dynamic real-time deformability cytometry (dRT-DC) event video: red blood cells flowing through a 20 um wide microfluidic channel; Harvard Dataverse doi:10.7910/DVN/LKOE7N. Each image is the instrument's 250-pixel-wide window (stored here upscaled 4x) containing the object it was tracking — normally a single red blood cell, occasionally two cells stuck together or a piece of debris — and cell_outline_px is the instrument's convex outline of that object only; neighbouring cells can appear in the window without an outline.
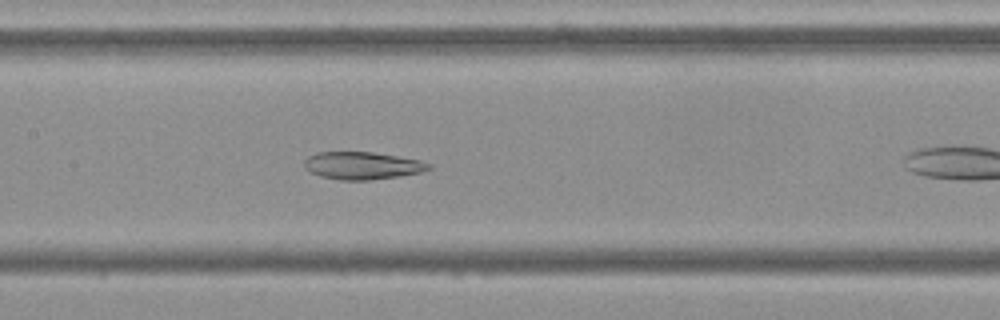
{"species": "Egyptian fruit bat (a non-hibernating species)", "species_latin": "Rousettus aegyptiacus", "temperature_condition": "cold", "stored_images_in_passage": 43, "camera_frame_rate_fps": 3000, "um_per_image_px": 0.085, "frame": {"image": 1, "passage_image": 14, "time_ms": 4.333, "image_size_px": [1000, 320], "cell_outline_px": [[432, 168], [420, 172], [400, 176], [368, 180], [340, 180], [320, 176], [304, 168], [304, 160], [308, 156], [316, 152], [372, 152], [420, 160], [432, 164]], "centroid_in_image_um": [30.79, 14.07], "position_along_channel_um": 176.6, "area_um2": 19.94}}
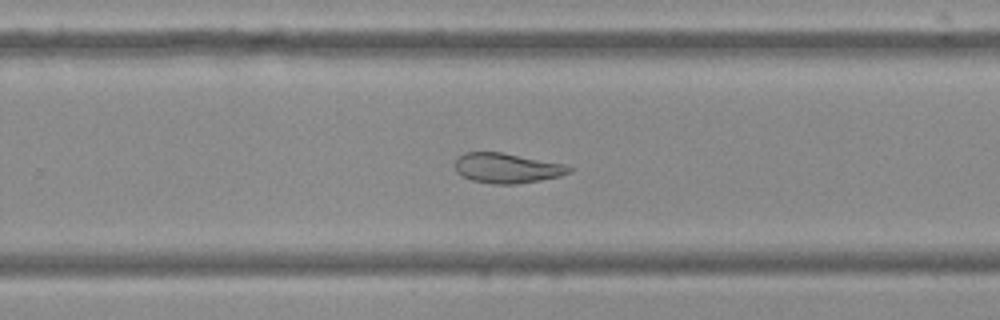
{"frame": {"image": 2, "passage_image": 23, "time_ms": 7.333, "image_size_px": [1000, 320], "cell_outline_px": [[572, 172], [560, 176], [540, 180], [516, 184], [492, 184], [472, 180], [456, 172], [456, 160], [464, 152], [504, 152], [564, 164], [572, 168]], "centroid_in_image_um": [43.11, 14.28], "position_along_channel_um": 286.7, "area_um2": 19.88}}
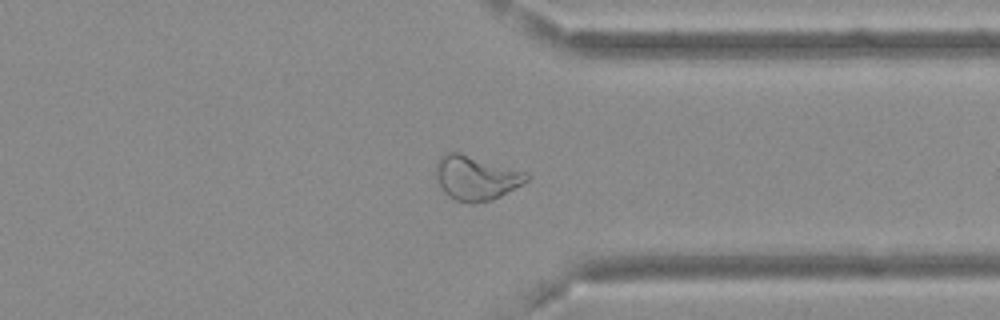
{"frame": {"image": 3, "passage_image": 30, "time_ms": 9.667, "image_size_px": [1000, 320], "cell_outline_px": [[532, 176], [528, 180], [500, 196], [492, 200], [476, 204], [472, 204], [456, 200], [448, 196], [444, 192], [436, 176], [436, 164], [440, 156], [448, 152], [456, 152], [528, 172]], "centroid_in_image_um": [40.47, 15.13], "position_along_channel_um": 370.9, "area_um2": 23.29}, "authors_computed_cell_mechanics": {"area_um2": 22.831, "velocity_mm_per_s": 3.6772, "shape_relaxation_time_tau1_ms": null, "shape_relaxation_time_tau2_ms": 5.2186, "deformation_change_tau1": null, "deformation_change_tau2": 0.1174}}